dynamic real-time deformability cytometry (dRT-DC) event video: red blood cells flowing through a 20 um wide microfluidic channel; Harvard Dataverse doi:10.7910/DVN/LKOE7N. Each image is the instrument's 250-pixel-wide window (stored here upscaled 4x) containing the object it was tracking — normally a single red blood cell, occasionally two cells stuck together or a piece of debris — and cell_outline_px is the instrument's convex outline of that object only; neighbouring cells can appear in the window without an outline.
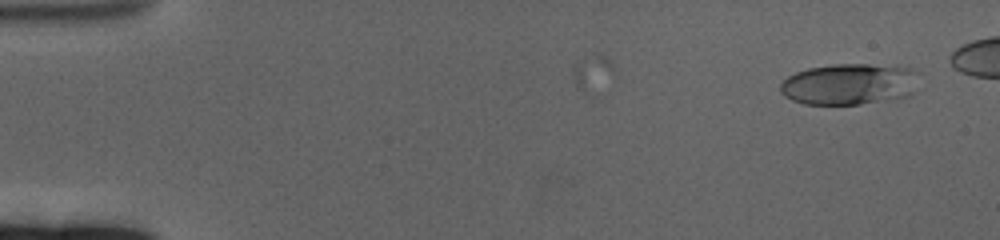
{"species": "human", "species_latin": "Homo sapiens", "temperature_condition": "cold", "stored_images_in_passage": 19, "camera_frame_rate_fps": 3000, "um_per_image_px": 0.085, "donor": {"sex": "female"}, "frame": {"image": 1, "passage_image": 4, "time_ms": 1.0, "image_size_px": [1000, 240], "cell_outline_px": [[916, 72], [912, 96], [860, 104], [804, 104], [792, 100], [784, 96], [780, 92], [780, 84], [788, 76], [796, 72], [808, 68], [832, 64], [868, 64], [912, 68]], "centroid_in_image_um": [72.14, 7.15], "position_along_channel_um": 12.9, "area_um2": 33.23}}